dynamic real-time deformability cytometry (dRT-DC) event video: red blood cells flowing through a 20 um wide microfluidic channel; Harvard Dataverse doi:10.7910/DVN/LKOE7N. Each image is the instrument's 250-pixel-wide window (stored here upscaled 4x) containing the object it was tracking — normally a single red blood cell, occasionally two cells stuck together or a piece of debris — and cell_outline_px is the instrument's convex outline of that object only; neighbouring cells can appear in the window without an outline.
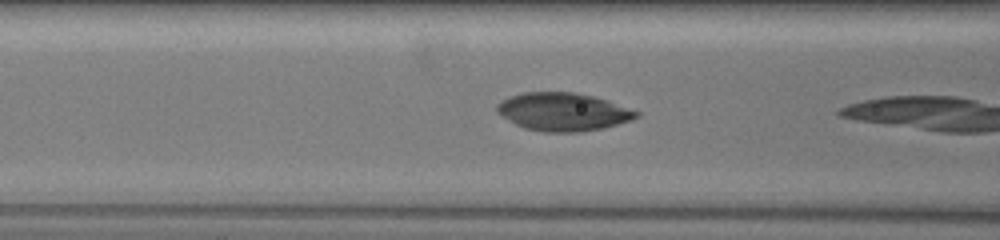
{"species": "common noctule bat (a hibernating species)", "species_latin": "Nyctalus noctula", "temperature_condition": "warm", "stored_images_in_passage": 11, "camera_frame_rate_fps": 3000, "um_per_image_px": 0.085, "animal": {"sex": "female", "body_mass_g": 19.5, "forearm_length_mm": 54.1}, "frame": {"image": 1, "passage_image": 7, "time_ms": 3.333, "image_size_px": [1000, 240], "cell_outline_px": [[640, 116], [632, 120], [600, 128], [580, 132], [544, 132], [524, 128], [508, 120], [496, 112], [496, 104], [500, 100], [508, 96], [524, 92], [572, 92], [592, 96], [608, 100], [640, 112]], "centroid_in_image_um": [47.83, 9.5], "position_along_channel_um": 118.8, "area_um2": 30.98}}